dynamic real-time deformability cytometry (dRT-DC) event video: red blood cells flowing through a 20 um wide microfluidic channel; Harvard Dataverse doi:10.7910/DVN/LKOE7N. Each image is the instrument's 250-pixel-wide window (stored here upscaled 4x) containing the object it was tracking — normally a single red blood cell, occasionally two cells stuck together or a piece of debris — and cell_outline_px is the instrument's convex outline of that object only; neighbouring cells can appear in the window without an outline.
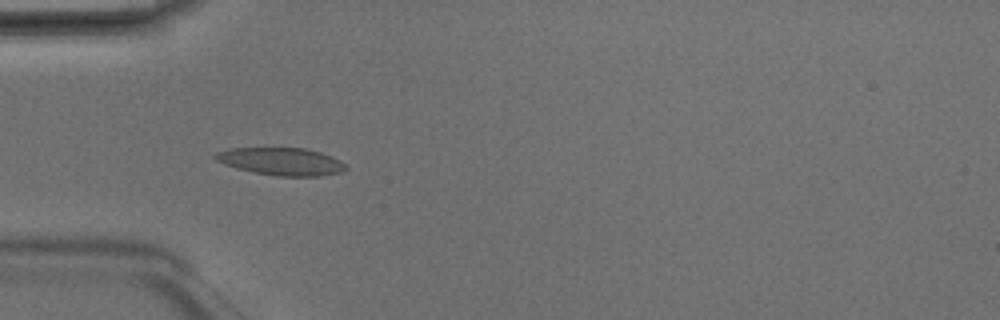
{"species": "Egyptian fruit bat (a non-hibernating species)", "species_latin": "Rousettus aegyptiacus", "temperature_condition": "room temperature", "stored_images_in_passage": 5, "camera_frame_rate_fps": 3000, "um_per_image_px": 0.085, "animal": {"sex": "male"}, "frame": {"image": 1, "passage_image": 4, "time_ms": 1.0, "image_size_px": [1000, 320], "cell_outline_px": [[348, 168], [344, 172], [320, 176], [276, 176], [236, 168], [224, 164], [216, 160], [212, 156], [216, 152], [232, 148], [304, 148], [320, 152], [332, 156], [340, 160]], "centroid_in_image_um": [23.93, 13.72], "position_along_channel_um": 61.1, "area_um2": 20.98}}